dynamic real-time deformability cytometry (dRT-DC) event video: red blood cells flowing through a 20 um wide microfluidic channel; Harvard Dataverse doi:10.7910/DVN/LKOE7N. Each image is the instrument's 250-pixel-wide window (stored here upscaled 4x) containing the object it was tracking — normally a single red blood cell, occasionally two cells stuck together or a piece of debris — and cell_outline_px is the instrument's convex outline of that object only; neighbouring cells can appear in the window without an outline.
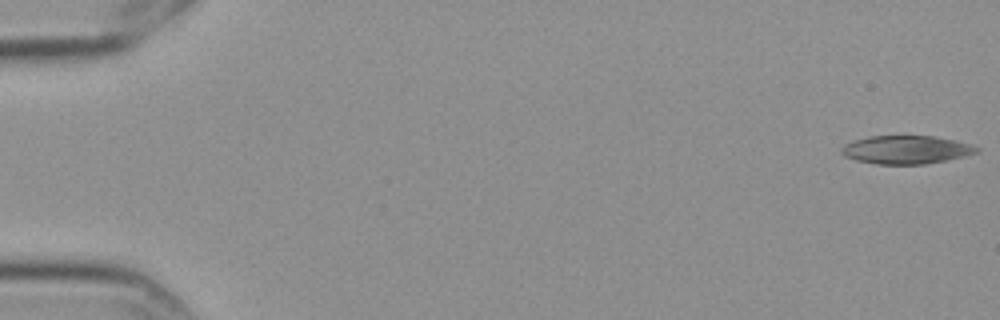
{"species": "Egyptian fruit bat (a non-hibernating species)", "species_latin": "Rousettus aegyptiacus", "temperature_condition": "cold", "stored_images_in_passage": 8, "camera_frame_rate_fps": 3000, "um_per_image_px": 0.085, "frame": {"image": 1, "passage_image": 1, "time_ms": 0.0, "image_size_px": [1000, 320], "cell_outline_px": [[980, 152], [948, 160], [924, 164], [876, 164], [856, 160], [844, 156], [840, 152], [840, 148], [844, 144], [868, 136], [932, 136], [956, 140], [980, 148]], "centroid_in_image_um": [77.02, 12.73], "position_along_channel_um": 8.0, "area_um2": 22.31}}
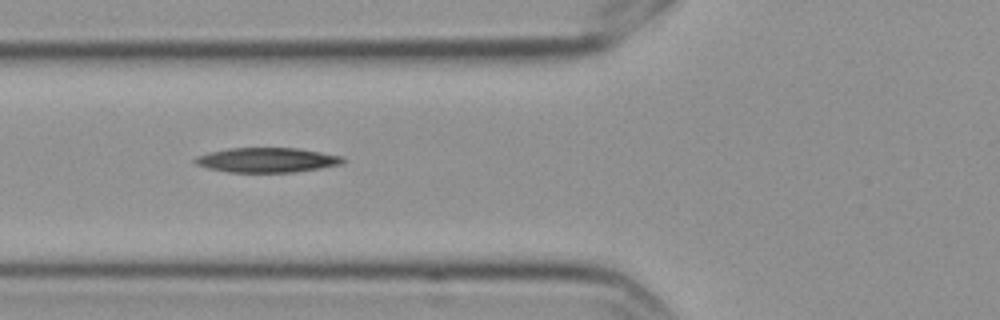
{"frame": {"image": 2, "passage_image": 7, "time_ms": 2.0, "image_size_px": [1000, 320], "cell_outline_px": [[344, 160], [340, 164], [292, 172], [228, 172], [208, 168], [196, 164], [192, 160], [196, 156], [208, 152], [228, 148], [296, 148], [344, 156]], "centroid_in_image_um": [22.62, 13.59], "position_along_channel_um": 103.2, "area_um2": 21.1}}
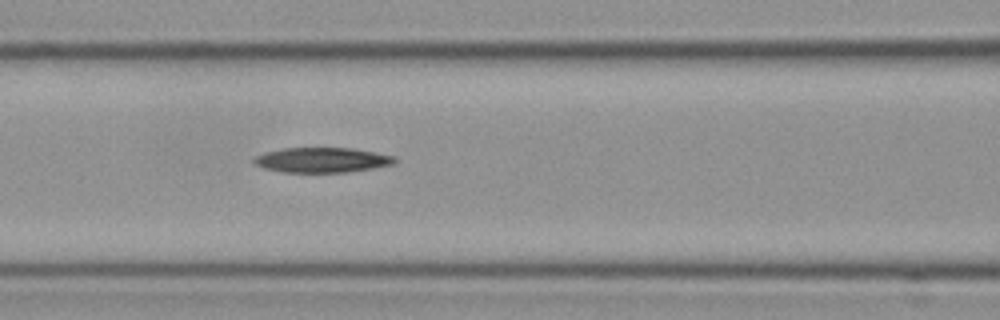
{"frame": {"image": 3, "passage_image": 8, "time_ms": 2.333, "image_size_px": [1000, 320], "cell_outline_px": [[396, 164], [348, 172], [284, 172], [264, 168], [256, 164], [252, 160], [256, 156], [264, 152], [280, 148], [352, 148], [396, 156]], "centroid_in_image_um": [27.39, 13.59], "position_along_channel_um": 139.2, "area_um2": 20.52}}